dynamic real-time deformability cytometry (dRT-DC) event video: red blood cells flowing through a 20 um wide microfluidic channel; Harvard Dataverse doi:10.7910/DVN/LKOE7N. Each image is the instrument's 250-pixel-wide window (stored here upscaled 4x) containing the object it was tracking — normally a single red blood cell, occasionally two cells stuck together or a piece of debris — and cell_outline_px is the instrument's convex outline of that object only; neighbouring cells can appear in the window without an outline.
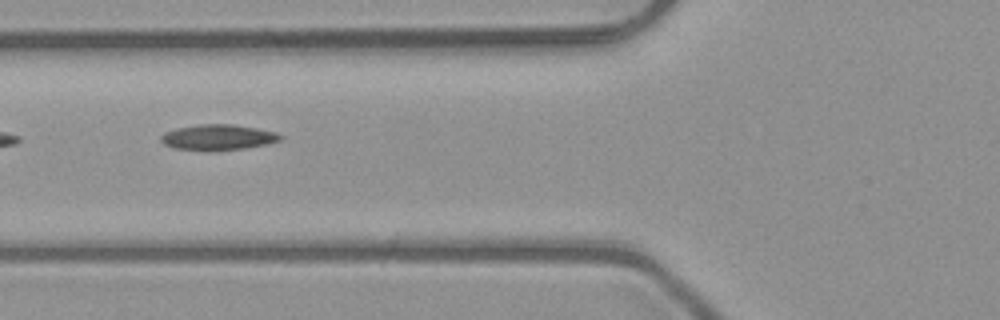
{"species": "common noctule bat (a hibernating species)", "species_latin": "Nyctalus noctula", "temperature_condition": "room temperature", "stored_images_in_passage": 7, "camera_frame_rate_fps": 3000, "um_per_image_px": 0.085, "animal": {"sex": "male", "body_mass_g": 23.1, "forearm_length_mm": 52.7}, "frame": {"image": 1, "passage_image": 6, "time_ms": 1.667, "image_size_px": [1000, 320], "cell_outline_px": [[284, 136], [280, 140], [264, 144], [244, 148], [212, 152], [208, 152], [176, 148], [164, 144], [160, 140], [160, 136], [164, 132], [180, 128], [200, 124], [232, 124], [256, 128], [276, 132]], "centroid_in_image_um": [18.52, 11.68], "position_along_channel_um": 107.3, "area_um2": 17.86}}
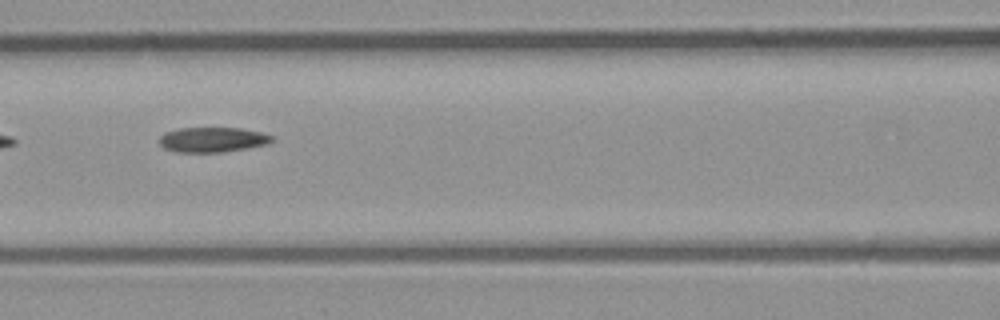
{"frame": {"image": 2, "passage_image": 7, "time_ms": 2.0, "image_size_px": [1000, 320], "cell_outline_px": [[272, 140], [268, 144], [224, 152], [176, 152], [164, 148], [160, 144], [160, 136], [164, 132], [180, 128], [240, 128], [260, 132], [272, 136]], "centroid_in_image_um": [18.03, 11.87], "position_along_channel_um": 148.6, "area_um2": 16.3}}